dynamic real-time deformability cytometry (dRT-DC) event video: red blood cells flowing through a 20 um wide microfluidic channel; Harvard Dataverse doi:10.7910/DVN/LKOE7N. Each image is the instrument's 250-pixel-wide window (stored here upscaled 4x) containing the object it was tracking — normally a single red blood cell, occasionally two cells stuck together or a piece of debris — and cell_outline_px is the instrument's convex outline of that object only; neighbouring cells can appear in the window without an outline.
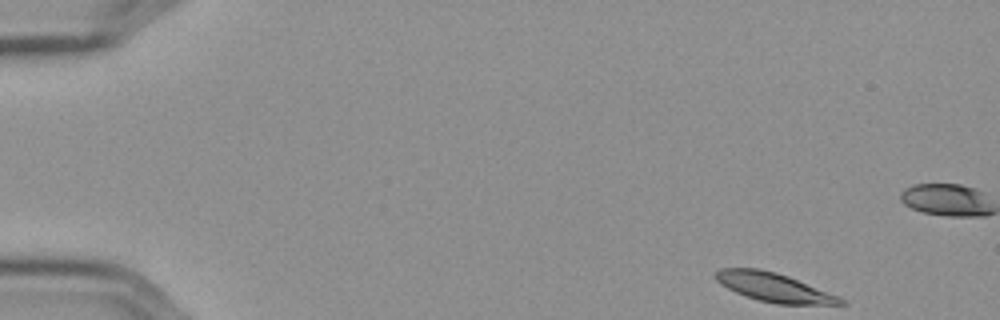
{"species": "Egyptian fruit bat (a non-hibernating species)", "species_latin": "Rousettus aegyptiacus", "temperature_condition": "cold", "stored_images_in_passage": 54, "camera_frame_rate_fps": 3000, "um_per_image_px": 0.085, "frame": {"image": 1, "passage_image": 1, "time_ms": 0.0, "image_size_px": [1000, 320], "cell_outline_px": [[848, 304], [776, 304], [760, 300], [736, 292], [720, 284], [712, 276], [720, 268], [760, 268], [776, 272], [788, 276], [840, 296]], "centroid_in_image_um": [65.78, 24.41], "position_along_channel_um": 19.2, "area_um2": 20.92}}
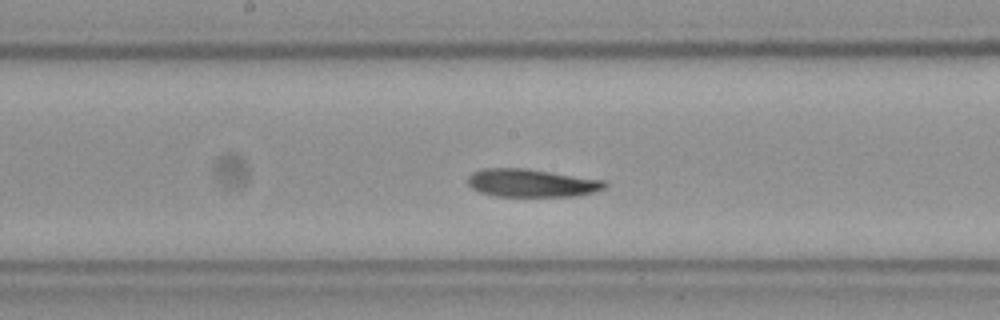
{"frame": {"image": 2, "passage_image": 26, "time_ms": 8.333, "image_size_px": [1000, 320], "cell_outline_px": [[608, 184], [604, 188], [592, 192], [576, 196], [492, 196], [480, 192], [472, 188], [468, 184], [468, 176], [472, 172], [480, 168], [524, 168], [604, 180]], "centroid_in_image_um": [45.13, 15.55], "position_along_channel_um": 203.1, "area_um2": 22.31}}
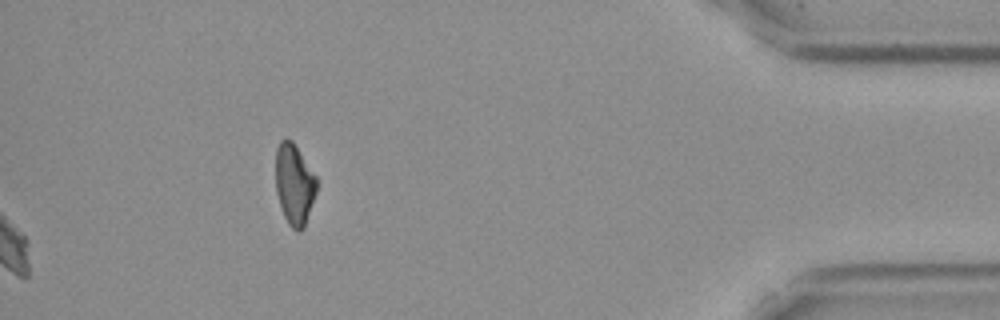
{"frame": {"image": 3, "passage_image": 54, "time_ms": 17.667, "image_size_px": [1000, 320], "cell_outline_px": [[316, 192], [304, 228], [300, 232], [292, 228], [288, 224], [284, 216], [276, 192], [276, 148], [280, 140], [284, 136], [292, 140], [316, 176]], "centroid_in_image_um": [25.0, 15.64], "position_along_channel_um": 410.2, "area_um2": 19.31}, "authors_computed_cell_mechanics": {"area_um2": 22.5709, "velocity_mm_per_s": 3.5442, "shape_relaxation_time_tau1_ms": null, "shape_relaxation_time_tau2_ms": 6.9007, "deformation_change_tau1": null, "deformation_change_tau2": 0.1443}}